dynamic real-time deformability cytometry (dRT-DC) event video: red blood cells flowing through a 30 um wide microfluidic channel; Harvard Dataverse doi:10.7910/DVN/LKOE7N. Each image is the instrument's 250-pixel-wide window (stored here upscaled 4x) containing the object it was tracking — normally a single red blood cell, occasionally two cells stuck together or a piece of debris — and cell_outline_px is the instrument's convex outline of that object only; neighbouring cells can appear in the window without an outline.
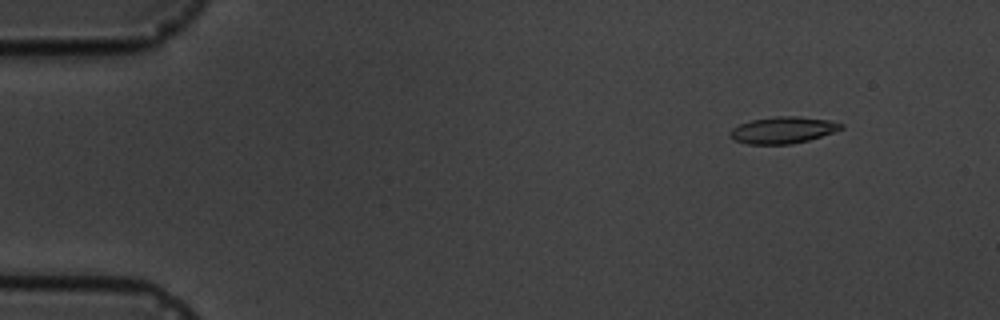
{"species": "common noctule bat (a hibernating species)", "species_latin": "Nyctalus noctula", "temperature_condition": "cold", "stored_images_in_passage": 6, "camera_frame_rate_fps": 3000, "um_per_image_px": 0.085, "animal": {"sex": "male", "body_mass_g": 19.5, "forearm_length_mm": 54.6}, "frame": {"image": 1, "passage_image": 6, "time_ms": 6.0, "image_size_px": [1000, 320], "cell_outline_px": [[844, 128], [808, 140], [792, 144], [748, 144], [736, 140], [728, 132], [732, 128], [740, 124], [752, 120], [776, 116], [796, 116], [828, 120], [844, 124]], "centroid_in_image_um": [66.55, 11.05], "position_along_channel_um": 18.4, "area_um2": 16.99}}